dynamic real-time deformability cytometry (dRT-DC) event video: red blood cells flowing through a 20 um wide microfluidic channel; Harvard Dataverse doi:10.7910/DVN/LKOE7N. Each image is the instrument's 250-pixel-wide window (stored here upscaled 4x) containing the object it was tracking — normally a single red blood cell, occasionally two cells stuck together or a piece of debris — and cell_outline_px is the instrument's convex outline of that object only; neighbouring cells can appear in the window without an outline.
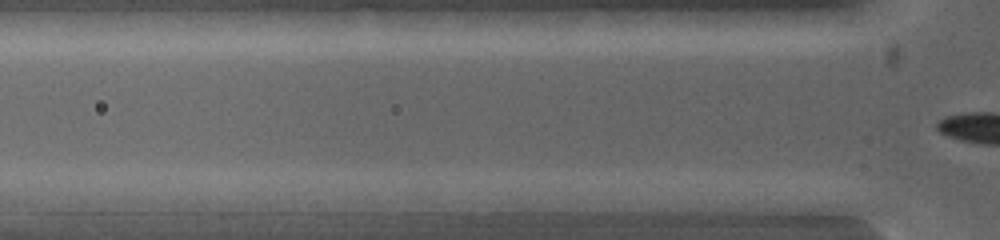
{"species": "common noctule bat (a hibernating species)", "species_latin": "Nyctalus noctula", "temperature_condition": "warm", "stored_images_in_passage": 3, "camera_frame_rate_fps": 5000, "um_per_image_px": 0.085, "animal": {"sex": "female", "body_mass_g": 19.0, "forearm_length_mm": 53.3}, "frame": {"image": 1, "passage_image": 3, "time_ms": 0.6, "image_size_px": [1000, 240], "cell_outline_px": [[588, 200], [568, 212], [496, 212], [492, 200], [508, 192], [576, 192]], "centroid_in_image_um": [45.74, 17.17], "position_along_channel_um": 80.1, "area_um2": 12.02}}